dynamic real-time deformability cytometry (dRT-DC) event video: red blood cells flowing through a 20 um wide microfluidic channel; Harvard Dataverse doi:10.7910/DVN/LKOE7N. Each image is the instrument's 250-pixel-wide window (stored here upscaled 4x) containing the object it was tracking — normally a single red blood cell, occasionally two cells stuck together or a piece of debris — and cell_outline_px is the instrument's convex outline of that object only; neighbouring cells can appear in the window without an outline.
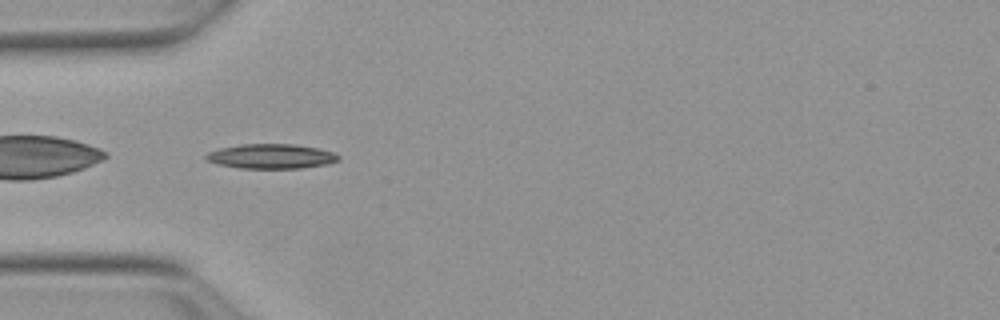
{"species": "Egyptian fruit bat (a non-hibernating species)", "species_latin": "Rousettus aegyptiacus", "temperature_condition": "warm", "stored_images_in_passage": 31, "camera_frame_rate_fps": 3000, "um_per_image_px": 0.085, "animal": {"sex": "female"}, "frame": {"image": 1, "passage_image": 1, "time_ms": 0.0, "image_size_px": [1000, 320], "cell_outline_px": [[340, 160], [328, 164], [300, 168], [240, 168], [216, 164], [204, 160], [204, 156], [208, 152], [220, 148], [240, 144], [292, 144], [316, 148], [332, 152], [340, 156]], "centroid_in_image_um": [23.0, 13.29], "position_along_channel_um": 62.0, "area_um2": 19.07}}
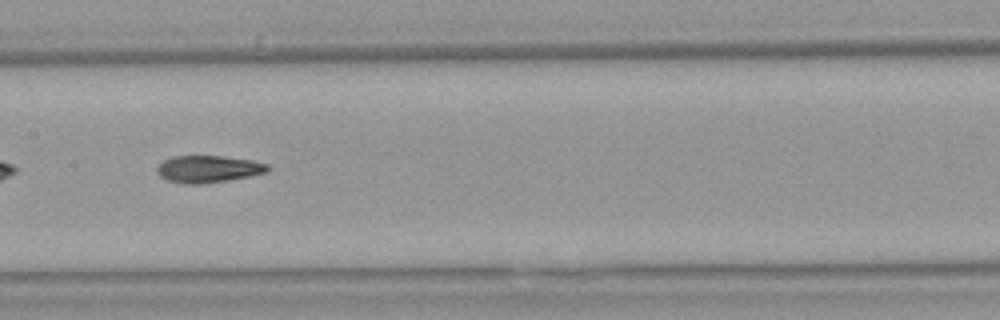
{"frame": {"image": 2, "passage_image": 11, "time_ms": 3.333, "image_size_px": [1000, 320], "cell_outline_px": [[268, 172], [228, 180], [200, 184], [184, 184], [168, 180], [160, 176], [156, 172], [156, 168], [164, 160], [172, 156], [220, 156], [252, 160], [268, 164]], "centroid_in_image_um": [17.68, 14.36], "position_along_channel_um": 189.7, "area_um2": 17.34}}
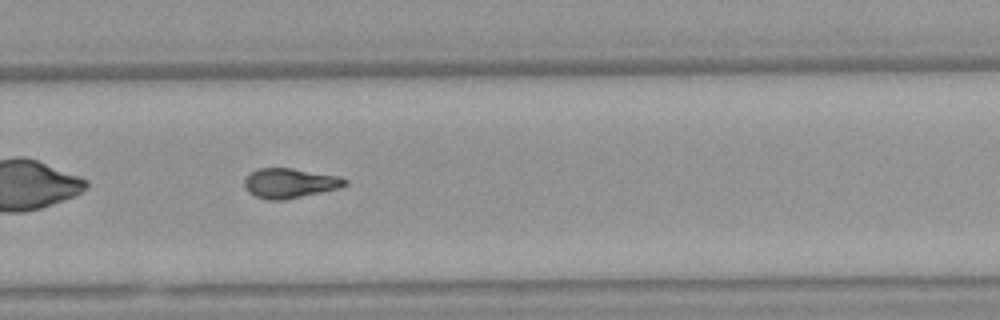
{"frame": {"image": 3, "passage_image": 20, "time_ms": 6.333, "image_size_px": [1000, 320], "cell_outline_px": [[348, 184], [340, 188], [284, 200], [268, 200], [256, 196], [248, 192], [244, 188], [244, 180], [252, 172], [260, 168], [292, 168], [340, 176], [348, 180]], "centroid_in_image_um": [24.65, 15.57], "position_along_channel_um": 305.1, "area_um2": 17.46}, "authors_computed_cell_mechanics": {"area_um2": 17.5134, "velocity_mm_per_s": 3.866, "shape_relaxation_time_tau1_ms": 8.2848, "shape_relaxation_time_tau2_ms": 3.0813, "deformation_change_tau1": 0.2425, "deformation_change_tau2": 0.1079}}